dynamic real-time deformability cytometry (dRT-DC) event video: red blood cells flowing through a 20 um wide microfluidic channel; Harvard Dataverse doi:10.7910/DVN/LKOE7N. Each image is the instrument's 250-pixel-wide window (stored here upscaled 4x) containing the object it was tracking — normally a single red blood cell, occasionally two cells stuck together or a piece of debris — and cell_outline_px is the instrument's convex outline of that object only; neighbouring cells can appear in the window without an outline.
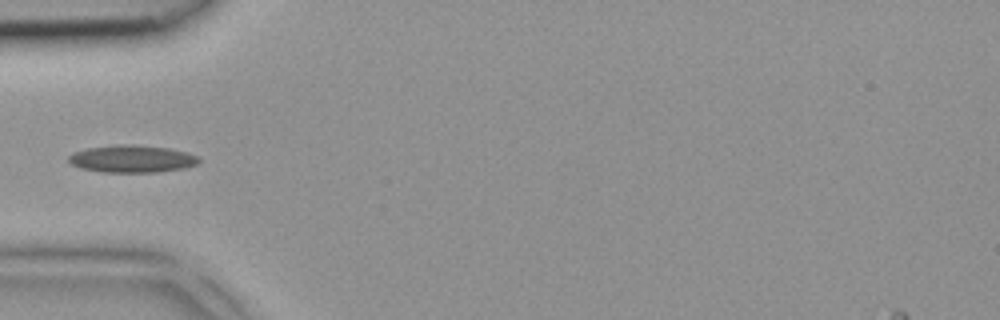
{"species": "common noctule bat (a hibernating species)", "species_latin": "Nyctalus noctula", "temperature_condition": "room temperature", "stored_images_in_passage": 3, "camera_frame_rate_fps": 3000, "um_per_image_px": 0.085, "animal": {"sex": "female", "body_mass_g": 18.4}, "frame": {"image": 1, "passage_image": 3, "time_ms": 0.667, "image_size_px": [1000, 320], "cell_outline_px": [[200, 160], [196, 164], [184, 168], [156, 172], [104, 172], [80, 168], [72, 164], [68, 160], [68, 156], [72, 152], [88, 148], [116, 144], [132, 144], [168, 148], [188, 152], [196, 156]], "centroid_in_image_um": [11.19, 13.49], "position_along_channel_um": 73.8, "area_um2": 20.75}}